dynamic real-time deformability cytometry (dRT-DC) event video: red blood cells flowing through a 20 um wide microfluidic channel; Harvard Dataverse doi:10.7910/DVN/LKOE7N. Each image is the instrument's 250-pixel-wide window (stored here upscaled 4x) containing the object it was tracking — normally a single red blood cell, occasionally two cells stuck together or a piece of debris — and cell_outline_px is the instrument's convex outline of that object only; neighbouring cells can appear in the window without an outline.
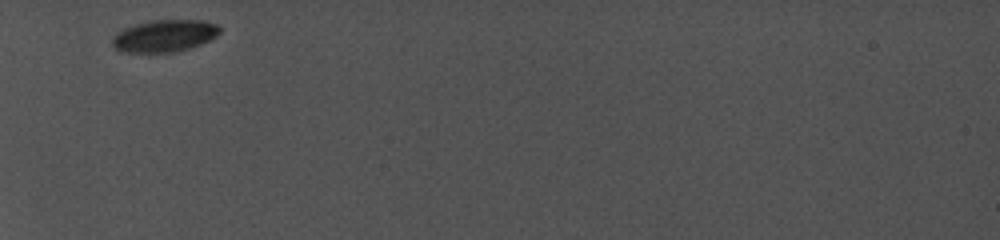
{"species": "common noctule bat (a hibernating species)", "species_latin": "Nyctalus noctula", "temperature_condition": "cold", "stored_images_in_passage": 23, "camera_frame_rate_fps": 5000, "um_per_image_px": 0.085, "animal": {"sex": "female", "body_mass_g": 19.0, "forearm_length_mm": 56.7}, "frame": {"image": 1, "passage_image": 1, "time_ms": 0.0, "image_size_px": [1000, 240], "cell_outline_px": [[220, 32], [216, 36], [200, 44], [176, 52], [120, 52], [112, 44], [112, 36], [116, 32], [124, 28], [136, 24], [152, 20], [204, 20], [216, 24], [220, 28]], "centroid_in_image_um": [13.95, 3.04], "position_along_channel_um": 71.0, "area_um2": 20.06}}
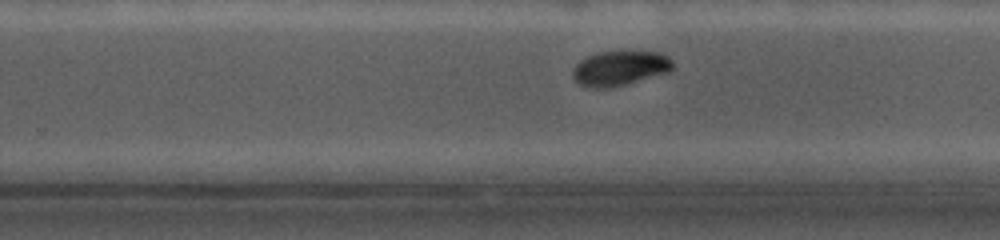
{"frame": {"image": 2, "passage_image": 17, "time_ms": 5.8, "image_size_px": [1000, 240], "cell_outline_px": [[672, 68], [668, 72], [612, 88], [588, 88], [580, 84], [572, 76], [572, 72], [576, 64], [580, 60], [588, 56], [600, 52], [620, 48], [660, 52], [668, 56], [672, 60]], "centroid_in_image_um": [52.7, 5.75], "position_along_channel_um": 277.1, "area_um2": 20.98}}
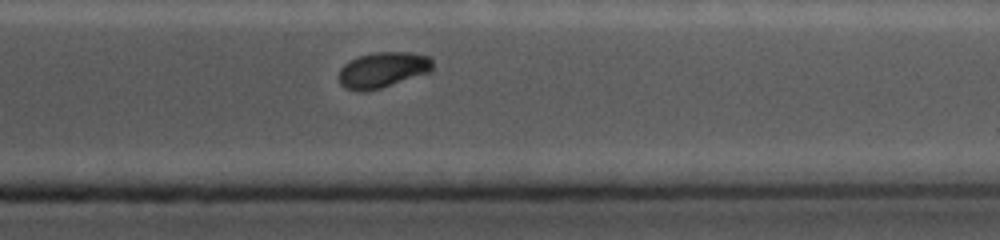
{"frame": {"image": 3, "passage_image": 23, "time_ms": 8.4, "image_size_px": [1000, 240], "cell_outline_px": [[432, 72], [380, 88], [364, 92], [356, 92], [344, 88], [340, 84], [340, 68], [344, 64], [360, 56], [376, 52], [408, 52], [432, 56]], "centroid_in_image_um": [32.56, 5.95], "position_along_channel_um": 378.8, "area_um2": 19.59}}